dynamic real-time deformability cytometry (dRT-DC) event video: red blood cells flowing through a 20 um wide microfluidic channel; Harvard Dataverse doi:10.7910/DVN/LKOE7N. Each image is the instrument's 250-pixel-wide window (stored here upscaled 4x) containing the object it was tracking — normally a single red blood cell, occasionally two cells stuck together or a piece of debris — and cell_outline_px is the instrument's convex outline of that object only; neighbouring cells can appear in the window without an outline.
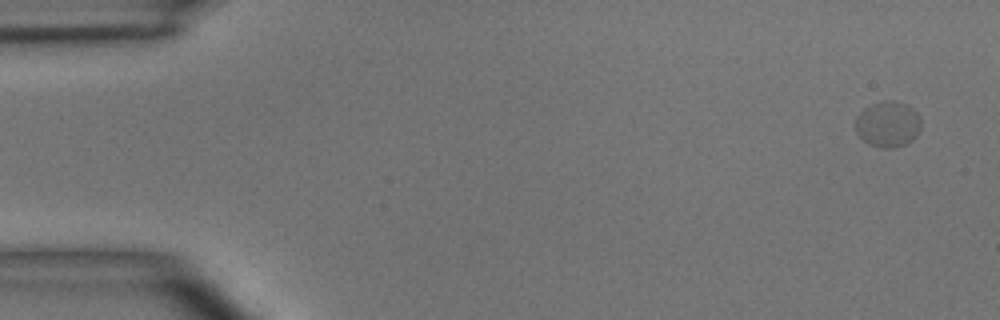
{"species": "common noctule bat (a hibernating species)", "species_latin": "Nyctalus noctula", "temperature_condition": "room temperature", "stored_images_in_passage": 7, "camera_frame_rate_fps": 3000, "um_per_image_px": 0.085, "animal": {"sex": "male", "body_mass_g": 15.6}, "frame": {"image": 1, "passage_image": 1, "time_ms": 0.0, "image_size_px": [1000, 320], "cell_outline_px": [[920, 128], [916, 136], [912, 140], [904, 144], [892, 148], [884, 148], [868, 144], [856, 132], [856, 116], [864, 108], [880, 100], [892, 100], [904, 104], [912, 108], [920, 116]], "centroid_in_image_um": [75.46, 10.54], "position_along_channel_um": 9.5, "area_um2": 17.46}}
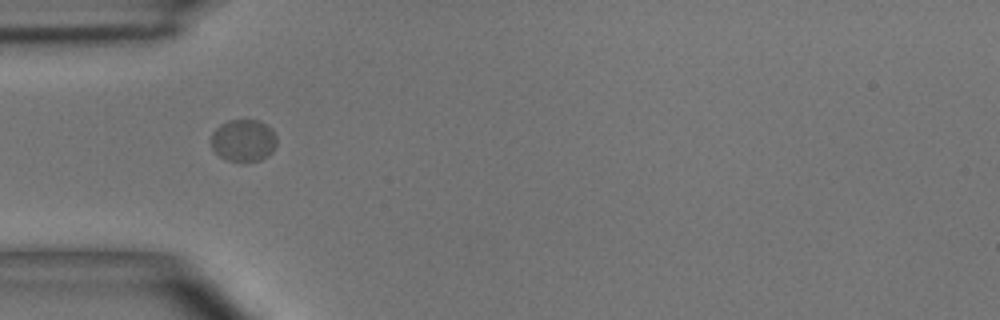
{"frame": {"image": 2, "passage_image": 5, "time_ms": 4.667, "image_size_px": [1000, 320], "cell_outline_px": [[276, 144], [272, 152], [268, 156], [260, 160], [244, 164], [228, 160], [220, 156], [212, 148], [212, 132], [220, 124], [228, 120], [260, 120], [272, 128], [276, 136]], "centroid_in_image_um": [20.71, 11.96], "position_along_channel_um": 64.3, "area_um2": 16.47}}
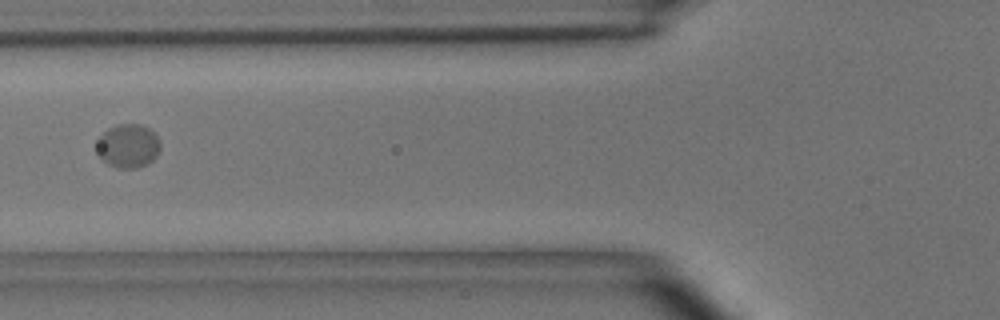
{"frame": {"image": 3, "passage_image": 6, "time_ms": 6.0, "image_size_px": [1000, 320], "cell_outline_px": [[160, 152], [148, 164], [136, 168], [120, 168], [108, 164], [96, 152], [96, 144], [100, 136], [108, 128], [116, 124], [140, 124], [148, 128], [160, 140]], "centroid_in_image_um": [10.89, 12.4], "position_along_channel_um": 114.9, "area_um2": 16.24}}